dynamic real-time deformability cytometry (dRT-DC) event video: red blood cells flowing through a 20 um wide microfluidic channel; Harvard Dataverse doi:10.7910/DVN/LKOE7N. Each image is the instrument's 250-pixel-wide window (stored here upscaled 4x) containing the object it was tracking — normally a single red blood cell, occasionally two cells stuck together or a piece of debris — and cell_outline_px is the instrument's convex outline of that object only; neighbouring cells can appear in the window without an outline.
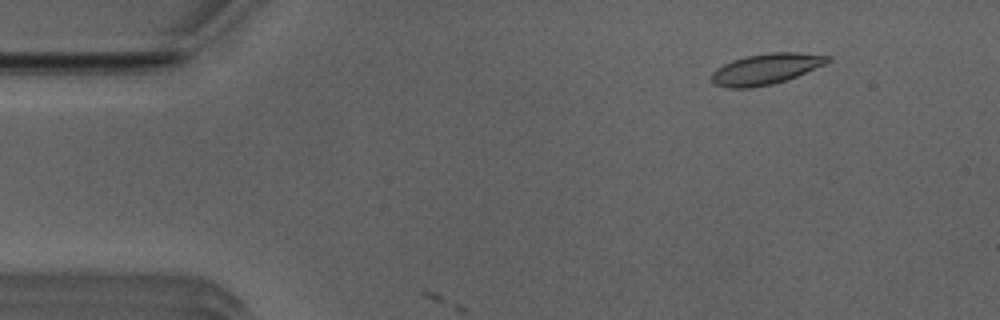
{"species": "Egyptian fruit bat (a non-hibernating species)", "species_latin": "Rousettus aegyptiacus", "temperature_condition": "room temperature", "stored_images_in_passage": 9, "camera_frame_rate_fps": 3000, "um_per_image_px": 0.085, "animal": {"sex": "male"}, "frame": {"image": 1, "passage_image": 6, "time_ms": 1.667, "image_size_px": [1000, 320], "cell_outline_px": [[832, 60], [824, 64], [796, 76], [772, 84], [752, 88], [728, 88], [716, 84], [712, 80], [712, 72], [716, 68], [732, 60], [744, 56], [772, 52], [796, 52], [832, 56]], "centroid_in_image_um": [65.09, 5.85], "position_along_channel_um": 19.9, "area_um2": 20.69}}